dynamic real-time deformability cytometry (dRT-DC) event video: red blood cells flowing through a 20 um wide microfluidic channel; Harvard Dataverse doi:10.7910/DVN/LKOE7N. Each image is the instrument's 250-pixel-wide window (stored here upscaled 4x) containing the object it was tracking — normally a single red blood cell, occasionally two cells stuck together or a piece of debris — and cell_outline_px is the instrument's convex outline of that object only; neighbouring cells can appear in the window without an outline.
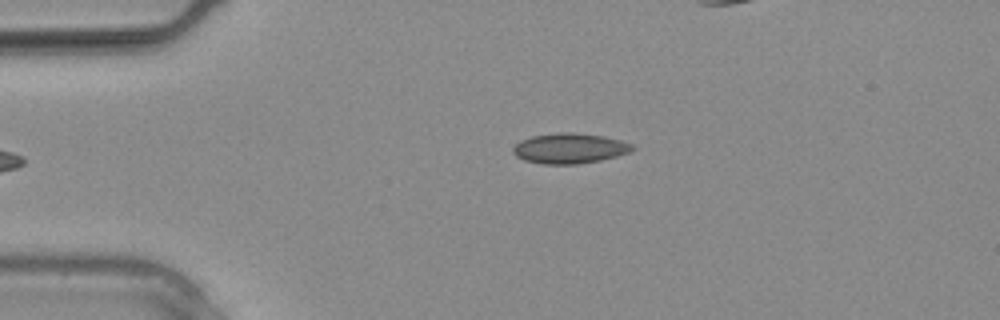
{"species": "common noctule bat (a hibernating species)", "species_latin": "Nyctalus noctula", "temperature_condition": "warm", "stored_images_in_passage": 8, "camera_frame_rate_fps": 3000, "um_per_image_px": 0.085, "animal": {"sex": "male", "body_mass_g": 20.4}, "frame": {"image": 1, "passage_image": 1, "time_ms": 0.0, "image_size_px": [1000, 320], "cell_outline_px": [[636, 148], [628, 152], [616, 156], [600, 160], [576, 164], [544, 164], [524, 160], [516, 156], [512, 152], [512, 148], [520, 140], [532, 136], [560, 132], [572, 132], [604, 136], [620, 140], [632, 144]], "centroid_in_image_um": [48.4, 12.6], "position_along_channel_um": 36.6, "area_um2": 20.98}}